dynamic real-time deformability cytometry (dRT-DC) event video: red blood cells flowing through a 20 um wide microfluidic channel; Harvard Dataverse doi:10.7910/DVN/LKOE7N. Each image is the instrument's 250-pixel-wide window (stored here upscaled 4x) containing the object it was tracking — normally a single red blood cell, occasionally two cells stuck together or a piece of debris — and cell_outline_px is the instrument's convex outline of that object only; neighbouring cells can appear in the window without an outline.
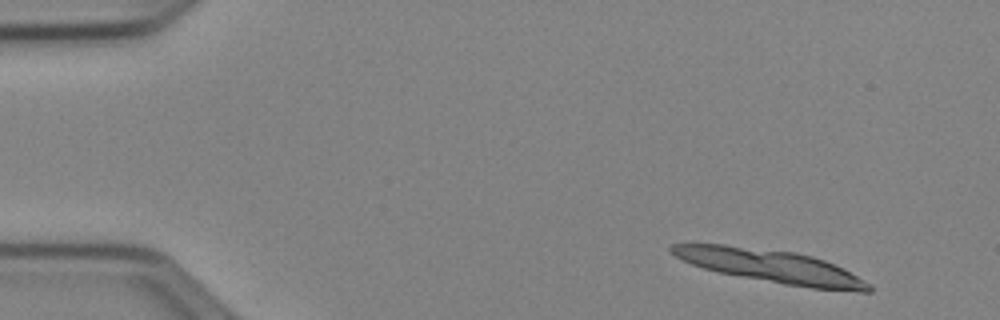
{"species": "Egyptian fruit bat (a non-hibernating species)", "species_latin": "Rousettus aegyptiacus", "temperature_condition": "cold", "stored_images_in_passage": 11, "camera_frame_rate_fps": 3000, "um_per_image_px": 0.085, "animal": {"sex": "female"}, "frame": {"image": 1, "passage_image": 1, "time_ms": 0.0, "image_size_px": [1000, 320], "cell_outline_px": [[872, 292], [860, 292], [812, 288], [784, 284], [720, 272], [704, 268], [692, 264], [676, 256], [668, 248], [672, 244], [724, 244], [796, 252], [812, 256], [824, 260], [844, 268], [872, 284]], "centroid_in_image_um": [65.61, 22.63], "position_along_channel_um": 19.4, "area_um2": 37.69}}